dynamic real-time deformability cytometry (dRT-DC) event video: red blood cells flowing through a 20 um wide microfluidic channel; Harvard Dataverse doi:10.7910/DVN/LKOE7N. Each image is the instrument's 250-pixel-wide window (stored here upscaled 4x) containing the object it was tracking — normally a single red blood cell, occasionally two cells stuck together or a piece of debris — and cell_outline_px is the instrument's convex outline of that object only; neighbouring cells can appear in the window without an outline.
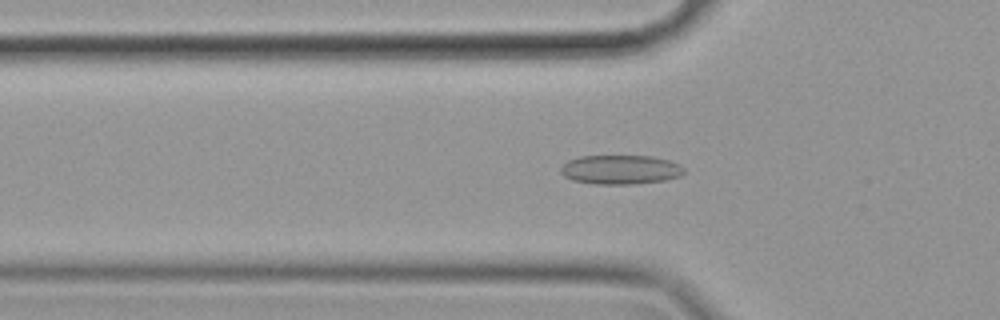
{"species": "common noctule bat (a hibernating species)", "species_latin": "Nyctalus noctula", "temperature_condition": "cold", "stored_images_in_passage": 50, "camera_frame_rate_fps": 3000, "um_per_image_px": 0.085, "animal": {"sex": "female", "body_mass_g": 19.9}, "frame": {"image": 1, "passage_image": 12, "time_ms": 3.667, "image_size_px": [1000, 320], "cell_outline_px": [[684, 172], [680, 176], [664, 180], [636, 184], [592, 184], [572, 180], [564, 176], [560, 172], [560, 168], [568, 160], [580, 156], [652, 156], [668, 160], [684, 168]], "centroid_in_image_um": [52.7, 14.42], "position_along_channel_um": 73.1, "area_um2": 20.98}}
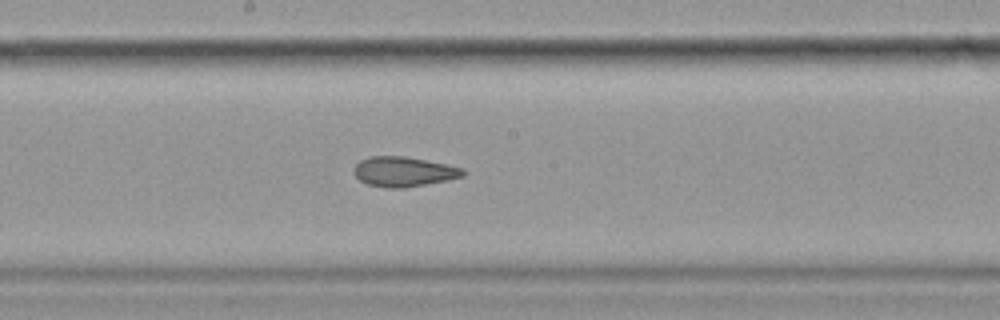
{"frame": {"image": 2, "passage_image": 24, "time_ms": 7.667, "image_size_px": [1000, 320], "cell_outline_px": [[468, 172], [464, 176], [448, 180], [404, 188], [384, 188], [368, 184], [360, 180], [356, 176], [356, 164], [360, 160], [368, 156], [404, 156], [464, 168]], "centroid_in_image_um": [34.35, 14.6], "position_along_channel_um": 213.9, "area_um2": 18.9}}
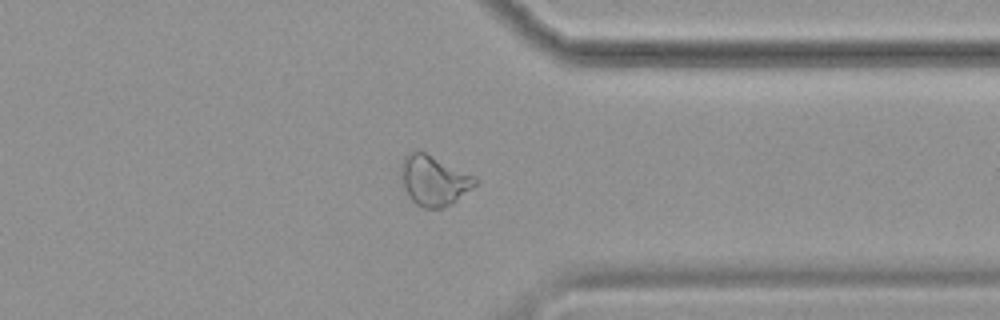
{"frame": {"image": 3, "passage_image": 38, "time_ms": 12.333, "image_size_px": [1000, 320], "cell_outline_px": [[480, 180], [472, 188], [452, 204], [444, 208], [424, 208], [416, 204], [408, 196], [400, 180], [400, 164], [404, 156], [416, 148]], "centroid_in_image_um": [36.81, 15.35], "position_along_channel_um": 374.6, "area_um2": 21.62}, "authors_computed_cell_mechanics": {"area_um2": 20.7213, "velocity_mm_per_s": 3.5082, "shape_relaxation_time_tau1_ms": null, "shape_relaxation_time_tau2_ms": 1.9239, "deformation_change_tau1": null, "deformation_change_tau2": 0.0905}}